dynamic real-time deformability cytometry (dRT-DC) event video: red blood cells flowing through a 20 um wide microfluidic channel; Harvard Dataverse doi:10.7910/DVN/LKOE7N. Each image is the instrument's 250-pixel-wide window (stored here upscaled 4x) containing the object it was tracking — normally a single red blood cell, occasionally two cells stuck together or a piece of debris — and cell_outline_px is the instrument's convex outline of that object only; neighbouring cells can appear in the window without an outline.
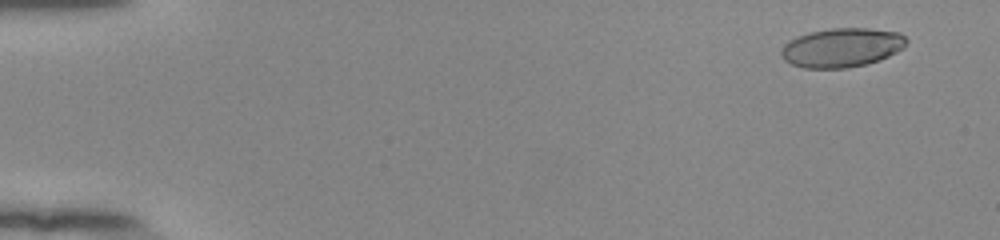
{"species": "human", "species_latin": "Homo sapiens", "temperature_condition": "room temperature", "stored_images_in_passage": 48, "camera_frame_rate_fps": 3000, "um_per_image_px": 0.085, "donor": {"sex": "female"}, "frame": {"image": 1, "passage_image": 1, "time_ms": 0.0, "image_size_px": [1000, 240], "cell_outline_px": [[908, 40], [904, 48], [880, 60], [848, 68], [804, 68], [792, 64], [784, 60], [780, 56], [780, 52], [784, 44], [788, 40], [796, 36], [812, 32], [832, 28], [868, 28], [900, 32]], "centroid_in_image_um": [71.55, 4.04], "position_along_channel_um": 13.5, "area_um2": 28.67}}
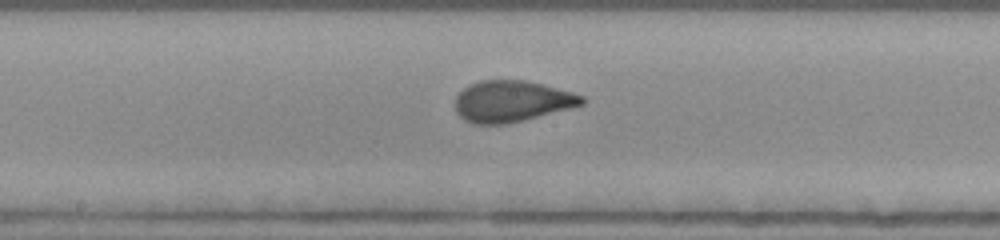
{"frame": {"image": 2, "passage_image": 27, "time_ms": 8.667, "image_size_px": [1000, 240], "cell_outline_px": [[584, 104], [572, 108], [508, 124], [472, 124], [464, 120], [456, 112], [456, 96], [468, 84], [480, 80], [524, 80], [572, 92], [584, 96]], "centroid_in_image_um": [43.49, 8.62], "position_along_channel_um": 204.7, "area_um2": 30.52}}
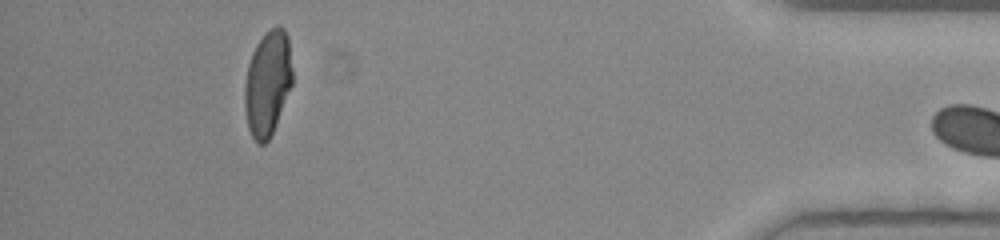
{"frame": {"image": 3, "passage_image": 47, "time_ms": 15.333, "image_size_px": [1000, 240], "cell_outline_px": [[292, 84], [272, 132], [268, 140], [264, 144], [256, 144], [248, 128], [244, 108], [244, 88], [248, 64], [252, 52], [256, 44], [272, 28], [284, 28], [288, 36], [292, 72]], "centroid_in_image_um": [22.73, 7.11], "position_along_channel_um": 412.5, "area_um2": 28.9}}